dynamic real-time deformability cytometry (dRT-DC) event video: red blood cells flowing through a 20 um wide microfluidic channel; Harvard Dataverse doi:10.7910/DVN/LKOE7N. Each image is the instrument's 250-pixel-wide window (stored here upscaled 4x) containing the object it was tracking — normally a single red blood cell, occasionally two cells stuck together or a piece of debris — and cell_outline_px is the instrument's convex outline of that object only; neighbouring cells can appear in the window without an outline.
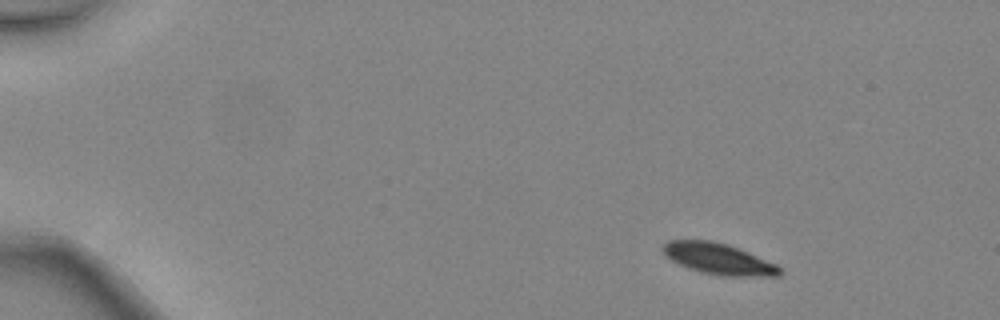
{"species": "common noctule bat (a hibernating species)", "species_latin": "Nyctalus noctula", "temperature_condition": "warm", "stored_images_in_passage": 5, "camera_frame_rate_fps": 3000, "um_per_image_px": 0.085, "animal": {"sex": "female", "body_mass_g": 24.6, "forearm_length_mm": 56.2}, "frame": {"image": 1, "passage_image": 1, "time_ms": 0.0, "image_size_px": [1000, 320], "cell_outline_px": [[784, 272], [780, 276], [724, 276], [700, 272], [688, 268], [672, 260], [660, 248], [668, 240], [712, 240], [728, 244], [740, 248], [776, 264]], "centroid_in_image_um": [61.11, 22.0], "position_along_channel_um": 23.9, "area_um2": 21.27}}
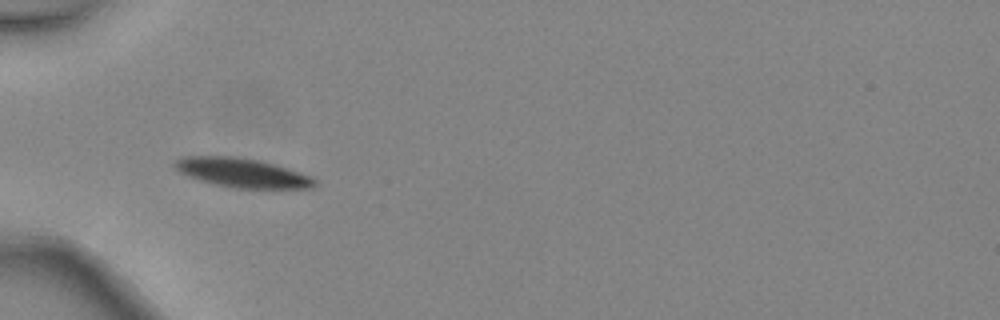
{"frame": {"image": 2, "passage_image": 4, "time_ms": 1.0, "image_size_px": [1000, 320], "cell_outline_px": [[320, 184], [312, 188], [236, 188], [216, 184], [200, 180], [188, 176], [180, 172], [172, 164], [180, 156], [236, 156], [260, 160], [288, 168], [312, 176]], "centroid_in_image_um": [20.62, 14.68], "position_along_channel_um": 64.4, "area_um2": 23.93}}
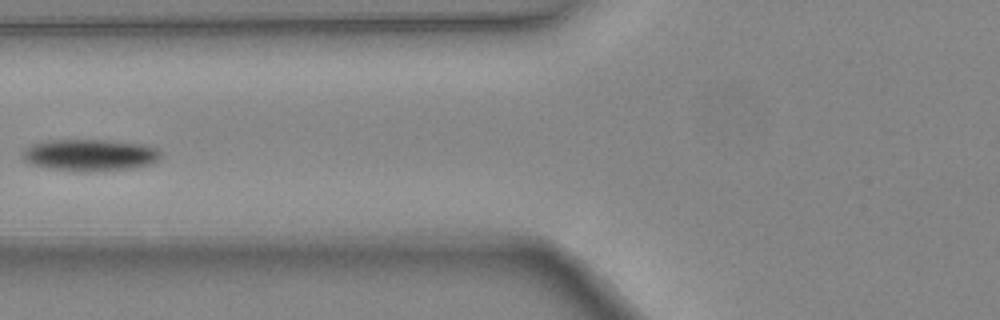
{"frame": {"image": 3, "passage_image": 5, "time_ms": 1.333, "image_size_px": [1000, 320], "cell_outline_px": [[160, 160], [152, 164], [132, 168], [84, 172], [80, 172], [52, 168], [32, 164], [24, 160], [20, 156], [20, 152], [24, 148], [32, 144], [48, 140], [104, 140], [140, 144], [160, 148]], "centroid_in_image_um": [7.64, 13.18], "position_along_channel_um": 118.2, "area_um2": 25.72}}